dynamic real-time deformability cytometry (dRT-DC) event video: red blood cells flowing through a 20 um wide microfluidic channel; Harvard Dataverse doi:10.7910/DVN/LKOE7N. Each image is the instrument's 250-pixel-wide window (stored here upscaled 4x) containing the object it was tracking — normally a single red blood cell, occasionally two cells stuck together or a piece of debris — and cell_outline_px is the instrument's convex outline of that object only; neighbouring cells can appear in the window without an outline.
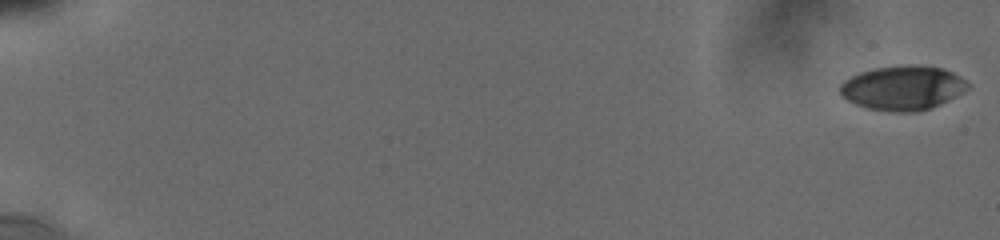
{"species": "human", "species_latin": "Homo sapiens", "temperature_condition": "cold", "stored_images_in_passage": 38, "camera_frame_rate_fps": 3000, "um_per_image_px": 0.085, "donor": {"sex": "male"}, "frame": {"image": 1, "passage_image": 1, "time_ms": 0.0, "image_size_px": [1000, 240], "cell_outline_px": [[972, 84], [964, 92], [932, 108], [920, 112], [892, 112], [868, 108], [856, 104], [848, 100], [840, 92], [840, 84], [844, 80], [860, 72], [876, 68], [908, 64], [920, 64], [944, 68], [960, 76]], "centroid_in_image_um": [76.79, 7.46], "position_along_channel_um": 8.2, "area_um2": 33.35}}
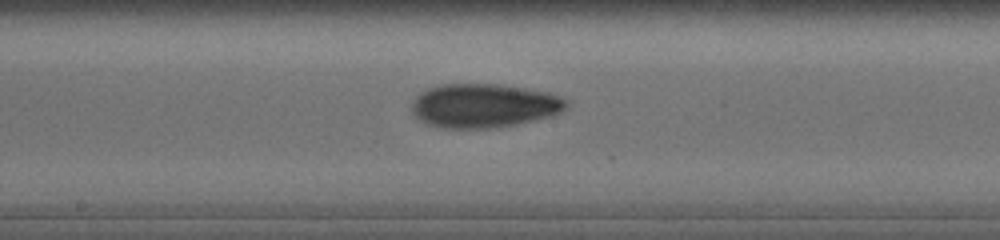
{"frame": {"image": 2, "passage_image": 22, "time_ms": 10.667, "image_size_px": [1000, 240], "cell_outline_px": [[568, 108], [552, 116], [516, 124], [492, 128], [444, 128], [424, 124], [412, 112], [412, 100], [420, 92], [428, 88], [440, 84], [496, 84], [524, 88], [548, 92], [560, 96], [568, 100]], "centroid_in_image_um": [41.13, 8.98], "position_along_channel_um": 207.1, "area_um2": 39.82}}
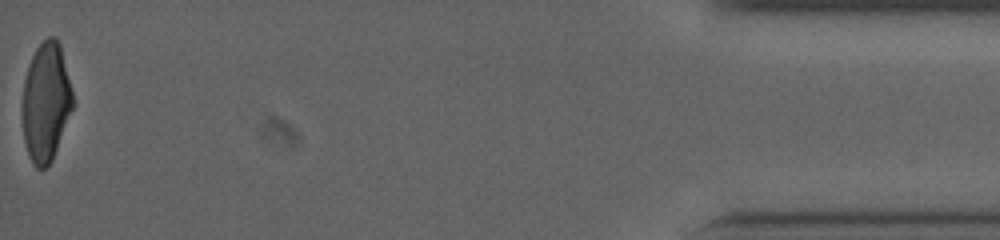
{"frame": {"image": 3, "passage_image": 38, "time_ms": 18.667, "image_size_px": [1000, 240], "cell_outline_px": [[72, 108], [52, 160], [44, 168], [36, 168], [32, 164], [28, 156], [24, 140], [24, 80], [28, 64], [36, 48], [48, 36], [52, 36], [60, 44], [72, 92]], "centroid_in_image_um": [3.9, 8.67], "position_along_channel_um": 431.3, "area_um2": 34.04}, "authors_computed_cell_mechanics": {"area_um2": 36.6452, "velocity_mm_per_s": 3.8244, "shape_relaxation_time_tau1_ms": 9.7902, "shape_relaxation_time_tau2_ms": 3.0809, "deformation_change_tau1": 0.2464, "deformation_change_tau2": 0.1003}}